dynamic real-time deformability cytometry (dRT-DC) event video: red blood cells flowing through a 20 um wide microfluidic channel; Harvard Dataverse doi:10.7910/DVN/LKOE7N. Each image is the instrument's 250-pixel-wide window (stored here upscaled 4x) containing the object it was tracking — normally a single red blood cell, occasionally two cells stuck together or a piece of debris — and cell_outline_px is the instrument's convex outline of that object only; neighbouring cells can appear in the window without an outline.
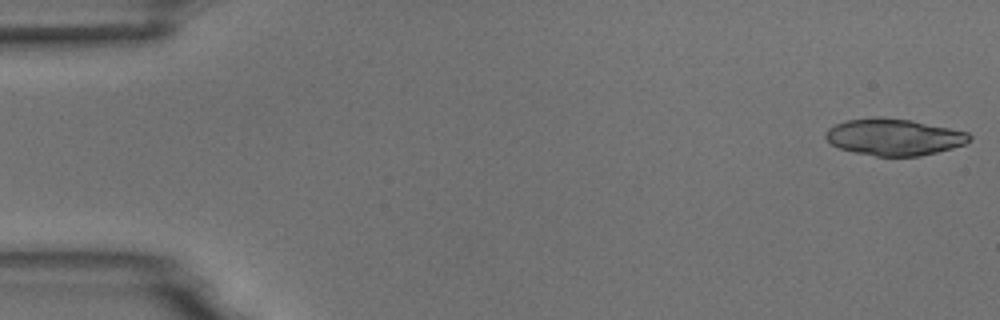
{"species": "common noctule bat (a hibernating species)", "species_latin": "Nyctalus noctula", "temperature_condition": "room temperature", "stored_images_in_passage": 6, "segment_of_instrument_passage": [1, 2], "camera_frame_rate_fps": 3000, "um_per_image_px": 0.085, "animal": {"sex": "male", "body_mass_g": 18.8}, "frame": {"image": 1, "passage_image": 1, "time_ms": 0.0, "image_size_px": [1000, 320], "cell_outline_px": [[972, 140], [964, 144], [952, 148], [920, 156], [876, 156], [856, 152], [840, 148], [832, 144], [824, 136], [824, 132], [828, 128], [836, 124], [848, 120], [876, 116], [912, 120], [968, 132], [972, 136]], "centroid_in_image_um": [76.0, 11.64], "position_along_channel_um": 9.0, "area_um2": 30.69}}